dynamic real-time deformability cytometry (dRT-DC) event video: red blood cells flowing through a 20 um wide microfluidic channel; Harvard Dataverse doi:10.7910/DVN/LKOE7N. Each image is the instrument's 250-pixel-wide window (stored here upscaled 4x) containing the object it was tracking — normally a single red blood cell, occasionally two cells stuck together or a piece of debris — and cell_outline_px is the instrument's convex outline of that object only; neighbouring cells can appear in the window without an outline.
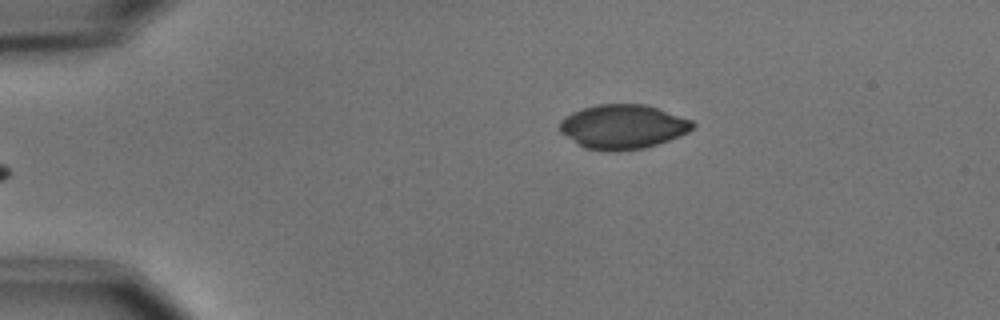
{"species": "common noctule bat (a hibernating species)", "species_latin": "Nyctalus noctula", "temperature_condition": "cold", "stored_images_in_passage": 6, "segment_of_instrument_passage": [2, 2], "camera_frame_rate_fps": 3000, "um_per_image_px": 0.085, "animal": {"sex": "male", "body_mass_g": 15.6}, "frame": {"image": 1, "passage_image": 6, "time_ms": 6.667, "image_size_px": [1000, 320], "cell_outline_px": [[696, 124], [688, 132], [680, 136], [644, 148], [616, 152], [612, 152], [584, 148], [560, 132], [560, 120], [564, 116], [572, 112], [596, 104], [644, 104], [692, 120]], "centroid_in_image_um": [52.92, 10.78], "position_along_channel_um": 32.1, "area_um2": 34.28}}